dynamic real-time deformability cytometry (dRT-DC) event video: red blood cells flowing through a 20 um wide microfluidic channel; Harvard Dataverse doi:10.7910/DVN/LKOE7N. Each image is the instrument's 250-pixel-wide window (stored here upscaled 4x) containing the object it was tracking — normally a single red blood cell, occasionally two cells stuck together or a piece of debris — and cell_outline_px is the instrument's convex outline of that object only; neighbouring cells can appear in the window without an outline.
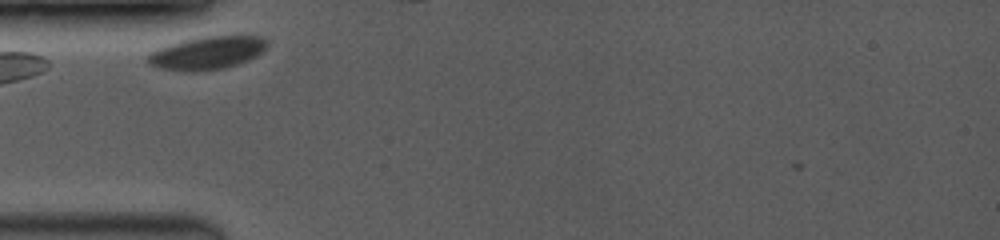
{"species": "common noctule bat (a hibernating species)", "species_latin": "Nyctalus noctula", "temperature_condition": "room temperature", "stored_images_in_passage": 6, "camera_frame_rate_fps": 3500, "um_per_image_px": 0.085, "animal": {"sex": "female", "body_mass_g": 19.0, "forearm_length_mm": 53.3}, "frame": {"image": 1, "passage_image": 2, "time_ms": 0.286, "image_size_px": [1000, 240], "cell_outline_px": [[268, 44], [264, 52], [240, 64], [224, 68], [196, 72], [184, 72], [156, 68], [148, 64], [148, 56], [156, 48], [168, 44], [184, 40], [204, 36], [260, 36]], "centroid_in_image_um": [17.58, 4.52], "position_along_channel_um": 67.4, "area_um2": 23.24}}